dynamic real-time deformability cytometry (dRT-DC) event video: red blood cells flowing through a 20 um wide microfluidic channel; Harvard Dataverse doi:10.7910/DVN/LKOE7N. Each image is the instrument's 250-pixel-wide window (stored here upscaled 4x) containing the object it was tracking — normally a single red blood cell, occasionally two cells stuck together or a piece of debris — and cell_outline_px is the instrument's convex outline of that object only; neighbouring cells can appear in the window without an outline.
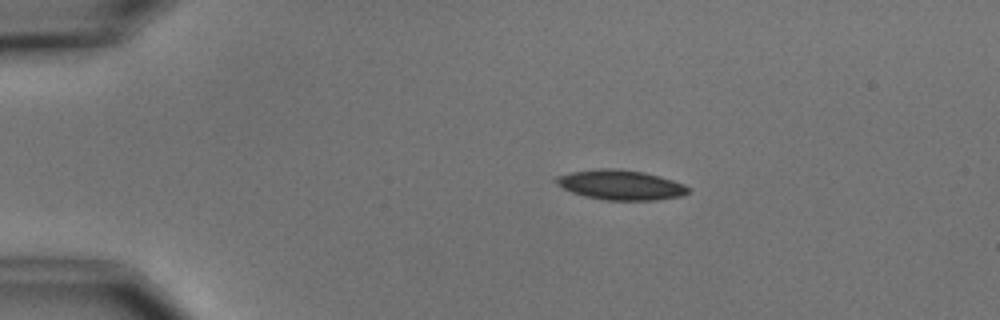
{"species": "common noctule bat (a hibernating species)", "species_latin": "Nyctalus noctula", "temperature_condition": "cold", "stored_images_in_passage": 9, "camera_frame_rate_fps": 3000, "um_per_image_px": 0.085, "animal": {"sex": "male", "body_mass_g": 15.6}, "frame": {"image": 1, "passage_image": 2, "time_ms": 1.333, "image_size_px": [1000, 320], "cell_outline_px": [[688, 192], [684, 196], [656, 200], [604, 200], [584, 196], [572, 192], [564, 188], [552, 180], [556, 176], [572, 172], [596, 168], [616, 168], [644, 172], [660, 176], [684, 184], [688, 188]], "centroid_in_image_um": [52.75, 15.71], "position_along_channel_um": 32.3, "area_um2": 23.06}}
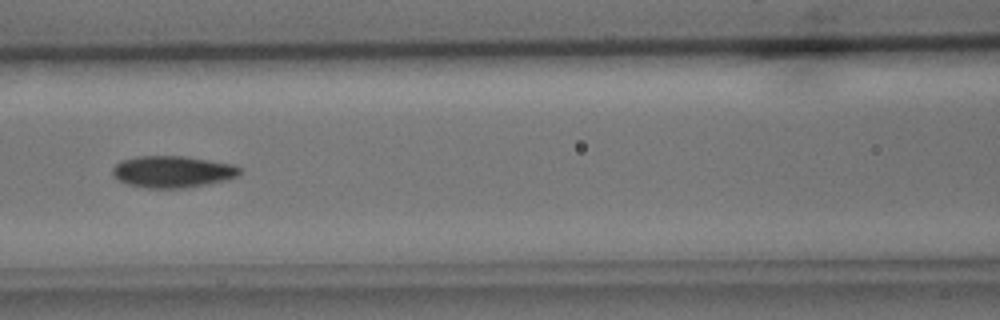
{"frame": {"image": 2, "passage_image": 6, "time_ms": 6.0, "image_size_px": [1000, 320], "cell_outline_px": [[240, 172], [236, 176], [224, 180], [208, 184], [180, 188], [148, 188], [128, 184], [112, 176], [112, 168], [120, 160], [136, 156], [184, 156], [232, 164], [240, 168]], "centroid_in_image_um": [14.61, 14.59], "position_along_channel_um": 152.0, "area_um2": 23.35}}
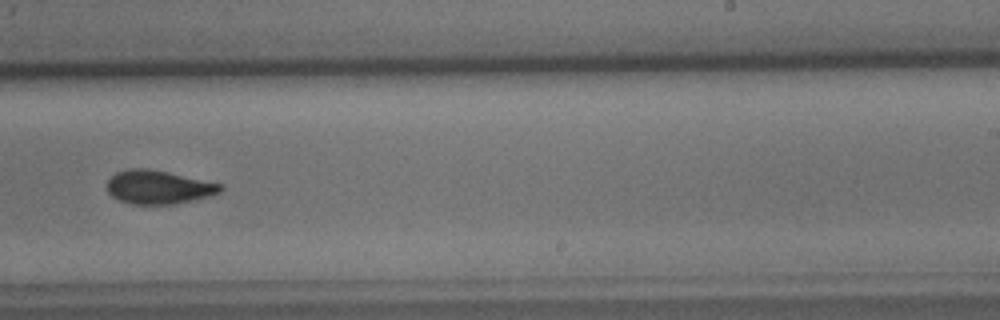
{"frame": {"image": 3, "passage_image": 9, "time_ms": 9.333, "image_size_px": [1000, 320], "cell_outline_px": [[224, 188], [220, 192], [212, 196], [176, 204], [132, 204], [120, 200], [112, 196], [108, 192], [108, 180], [116, 172], [128, 168], [144, 168], [168, 172], [224, 184]], "centroid_in_image_um": [13.52, 15.91], "position_along_channel_um": 275.5, "area_um2": 22.31}}